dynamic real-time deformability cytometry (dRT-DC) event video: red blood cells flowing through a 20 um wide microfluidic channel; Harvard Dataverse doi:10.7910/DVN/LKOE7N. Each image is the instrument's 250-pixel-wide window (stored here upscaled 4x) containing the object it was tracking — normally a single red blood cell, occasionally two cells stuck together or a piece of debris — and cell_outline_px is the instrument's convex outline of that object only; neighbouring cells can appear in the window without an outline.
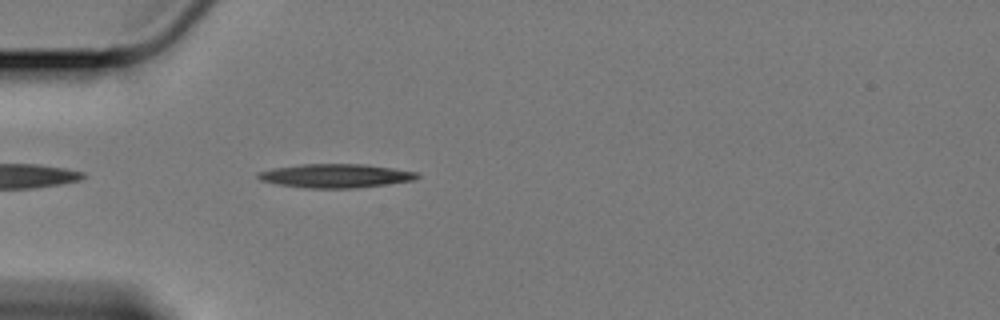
{"species": "Egyptian fruit bat (a non-hibernating species)", "species_latin": "Rousettus aegyptiacus", "temperature_condition": "cold", "stored_images_in_passage": 42, "camera_frame_rate_fps": 3000, "um_per_image_px": 0.085, "animal": {"sex": "female"}, "frame": {"image": 1, "passage_image": 4, "time_ms": 1.0, "image_size_px": [1000, 320], "cell_outline_px": [[420, 176], [412, 180], [356, 188], [308, 188], [280, 184], [260, 180], [256, 176], [256, 172], [272, 168], [300, 164], [364, 164], [392, 168], [416, 172]], "centroid_in_image_um": [28.46, 14.93], "position_along_channel_um": 56.5, "area_um2": 21.85}}
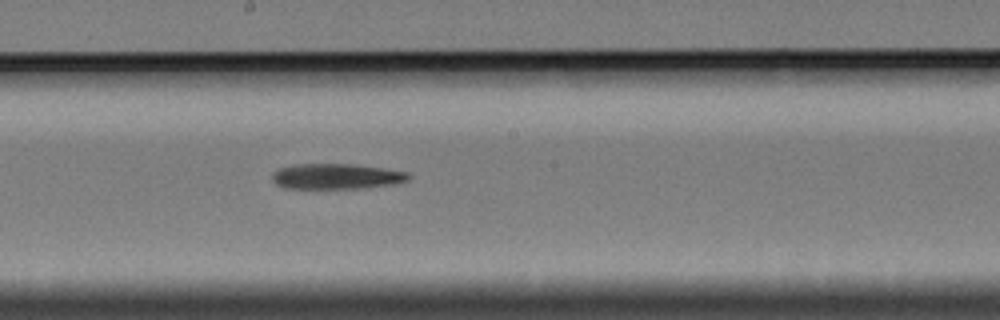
{"frame": {"image": 2, "passage_image": 19, "time_ms": 6.0, "image_size_px": [1000, 320], "cell_outline_px": [[412, 176], [408, 180], [392, 184], [364, 188], [284, 188], [276, 184], [272, 180], [272, 172], [280, 168], [296, 164], [352, 164], [408, 172]], "centroid_in_image_um": [28.57, 14.99], "position_along_channel_um": 219.6, "area_um2": 20.11}}
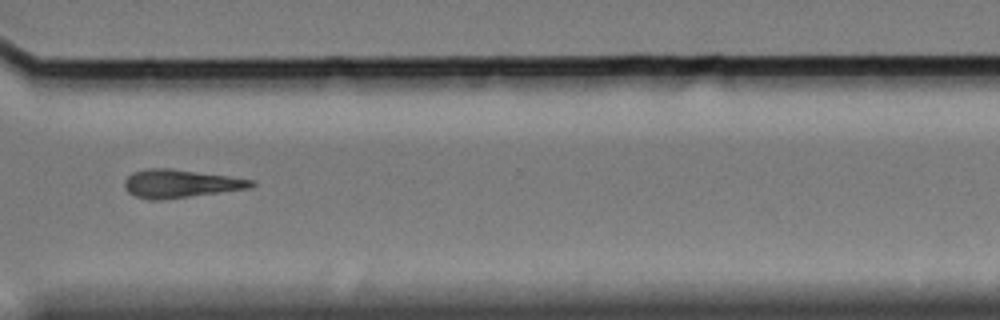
{"frame": {"image": 3, "passage_image": 31, "time_ms": 10.0, "image_size_px": [1000, 320], "cell_outline_px": [[256, 184], [248, 188], [160, 200], [156, 200], [136, 196], [128, 192], [124, 188], [124, 180], [132, 172], [148, 168], [168, 168], [228, 176], [256, 180]], "centroid_in_image_um": [15.3, 15.59], "position_along_channel_um": 355.3, "area_um2": 20.52}}